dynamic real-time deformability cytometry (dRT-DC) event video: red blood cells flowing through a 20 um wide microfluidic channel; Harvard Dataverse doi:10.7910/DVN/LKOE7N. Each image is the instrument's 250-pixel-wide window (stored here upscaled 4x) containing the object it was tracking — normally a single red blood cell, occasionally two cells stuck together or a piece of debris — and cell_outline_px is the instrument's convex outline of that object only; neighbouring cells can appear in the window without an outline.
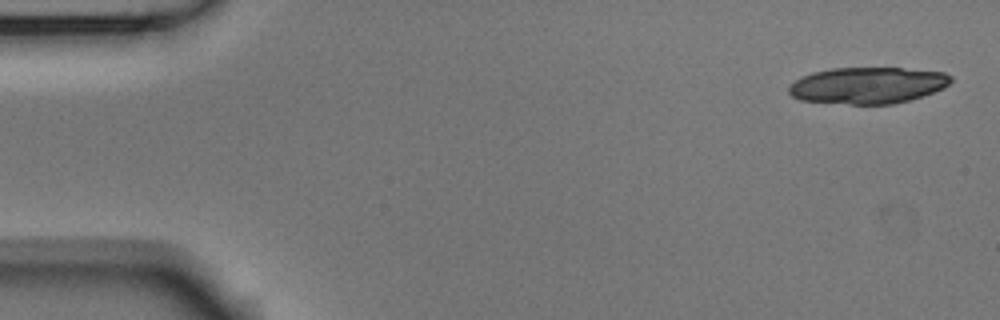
{"species": "Egyptian fruit bat (a non-hibernating species)", "species_latin": "Rousettus aegyptiacus", "temperature_condition": "room temperature", "stored_images_in_passage": 4, "camera_frame_rate_fps": 3000, "um_per_image_px": 0.085, "animal": {"sex": "male"}, "frame": {"image": 1, "passage_image": 1, "time_ms": 0.0, "image_size_px": [1000, 320], "cell_outline_px": [[952, 80], [944, 88], [908, 100], [892, 104], [852, 104], [800, 100], [792, 96], [788, 92], [788, 84], [800, 76], [812, 72], [832, 68], [900, 68], [944, 72], [952, 76]], "centroid_in_image_um": [73.7, 7.25], "position_along_channel_um": 11.3, "area_um2": 34.45}}